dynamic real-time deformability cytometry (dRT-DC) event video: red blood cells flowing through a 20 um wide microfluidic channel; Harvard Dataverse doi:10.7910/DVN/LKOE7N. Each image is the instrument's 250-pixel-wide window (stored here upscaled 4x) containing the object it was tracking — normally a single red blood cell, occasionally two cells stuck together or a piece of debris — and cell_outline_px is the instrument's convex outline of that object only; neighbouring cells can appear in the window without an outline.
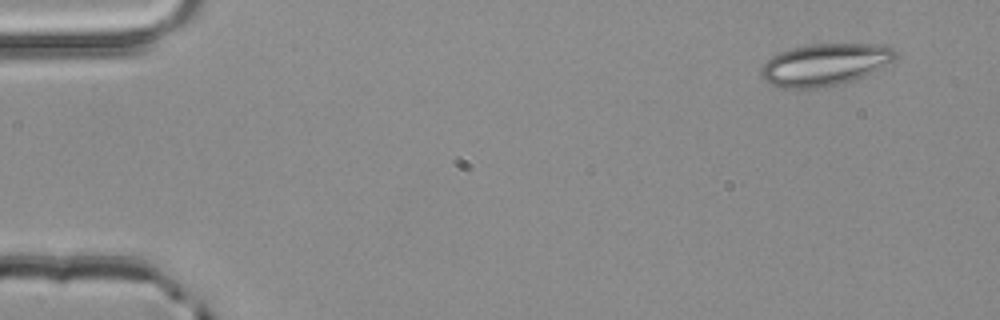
{"species": "common noctule bat (a hibernating species)", "species_latin": "Nyctalus noctula", "temperature_condition": "room temperature", "stored_images_in_passage": 3, "camera_frame_rate_fps": 3000, "um_per_image_px": 0.085, "animal": {"sex": "male", "body_mass_g": 20.4}, "frame": {"image": 1, "passage_image": 1, "time_ms": 0.0, "image_size_px": [1000, 320], "cell_outline_px": [[896, 56], [892, 60], [872, 72], [852, 80], [836, 84], [812, 88], [784, 88], [772, 84], [764, 80], [760, 72], [760, 68], [772, 56], [780, 52], [792, 48], [812, 44], [876, 44], [892, 48], [896, 52]], "centroid_in_image_um": [70.07, 5.48], "position_along_channel_um": 14.9, "area_um2": 32.19}}